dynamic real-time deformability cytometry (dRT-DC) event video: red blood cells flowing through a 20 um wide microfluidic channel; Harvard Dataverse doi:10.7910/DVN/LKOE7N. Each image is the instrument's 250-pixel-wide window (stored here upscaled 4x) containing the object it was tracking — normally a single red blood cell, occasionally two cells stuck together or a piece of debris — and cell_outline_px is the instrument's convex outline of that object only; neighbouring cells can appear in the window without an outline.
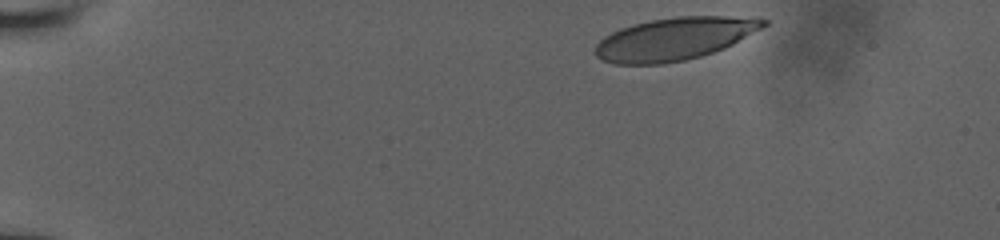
{"species": "human", "species_latin": "Homo sapiens", "temperature_condition": "room temperature", "stored_images_in_passage": 10, "camera_frame_rate_fps": 3000, "um_per_image_px": 0.085, "donor": {"sex": "male"}, "frame": {"image": 1, "passage_image": 1, "time_ms": 0.0, "image_size_px": [1000, 240], "cell_outline_px": [[768, 24], [764, 28], [724, 48], [700, 56], [684, 60], [664, 64], [612, 64], [596, 56], [596, 44], [604, 36], [620, 28], [632, 24], [652, 20], [676, 16], [756, 16], [768, 20]], "centroid_in_image_um": [57.39, 3.28], "position_along_channel_um": 27.6, "area_um2": 42.02}}
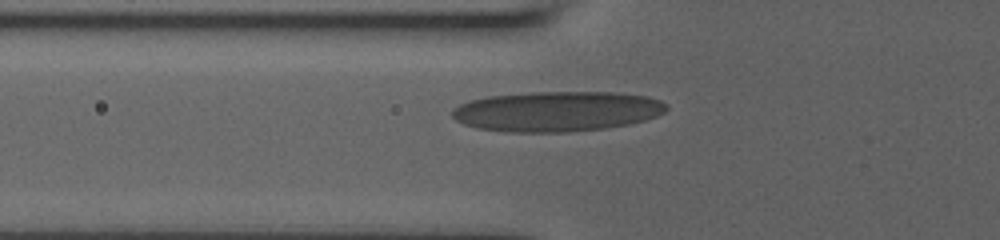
{"frame": {"image": 2, "passage_image": 9, "time_ms": 4.0, "image_size_px": [1000, 240], "cell_outline_px": [[668, 108], [664, 112], [656, 116], [644, 120], [628, 124], [604, 128], [568, 132], [504, 132], [480, 128], [464, 124], [456, 120], [452, 116], [452, 108], [468, 100], [488, 96], [532, 92], [616, 92], [648, 96], [660, 100], [668, 104]], "centroid_in_image_um": [47.34, 9.46], "position_along_channel_um": 78.5, "area_um2": 50.34}}